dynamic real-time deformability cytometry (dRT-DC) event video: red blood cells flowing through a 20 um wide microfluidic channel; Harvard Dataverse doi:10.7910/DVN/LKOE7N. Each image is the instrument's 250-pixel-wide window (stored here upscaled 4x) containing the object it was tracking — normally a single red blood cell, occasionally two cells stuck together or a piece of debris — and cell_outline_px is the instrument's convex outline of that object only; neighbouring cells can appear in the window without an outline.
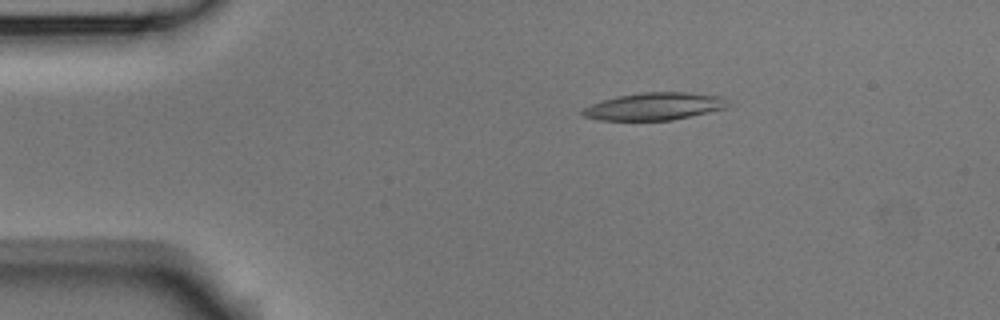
{"species": "Egyptian fruit bat (a non-hibernating species)", "species_latin": "Rousettus aegyptiacus", "temperature_condition": "room temperature", "stored_images_in_passage": 2, "camera_frame_rate_fps": 3000, "um_per_image_px": 0.085, "animal": {"sex": "male"}, "frame": {"image": 1, "passage_image": 1, "time_ms": 0.0, "image_size_px": [1000, 320], "cell_outline_px": [[732, 104], [728, 108], [672, 120], [600, 120], [584, 116], [580, 112], [584, 108], [592, 104], [616, 96], [640, 92], [688, 92], [724, 96]], "centroid_in_image_um": [55.71, 9.03], "position_along_channel_um": 29.3, "area_um2": 23.47}}